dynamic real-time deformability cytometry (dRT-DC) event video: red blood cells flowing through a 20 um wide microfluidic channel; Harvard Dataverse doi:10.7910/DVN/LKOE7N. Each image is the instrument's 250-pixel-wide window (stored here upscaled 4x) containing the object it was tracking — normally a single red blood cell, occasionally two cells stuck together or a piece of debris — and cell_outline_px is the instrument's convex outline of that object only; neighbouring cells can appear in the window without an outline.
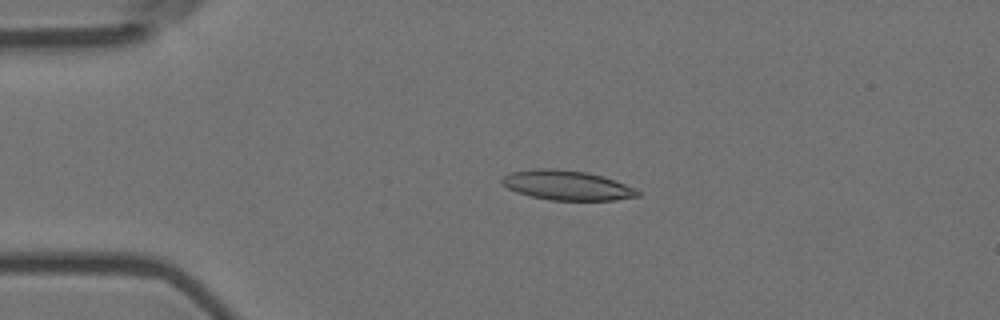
{"species": "Egyptian fruit bat (a non-hibernating species)", "species_latin": "Rousettus aegyptiacus", "temperature_condition": "room temperature", "stored_images_in_passage": 44, "camera_frame_rate_fps": 3000, "um_per_image_px": 0.085, "animal": {"sex": "female"}, "frame": {"image": 1, "passage_image": 2, "time_ms": 0.333, "image_size_px": [1000, 320], "cell_outline_px": [[640, 196], [612, 200], [548, 200], [528, 196], [516, 192], [500, 184], [500, 180], [504, 176], [512, 172], [536, 168], [556, 168], [588, 172], [604, 176], [624, 184], [640, 192]], "centroid_in_image_um": [48.13, 15.74], "position_along_channel_um": 36.9, "area_um2": 23.58}}
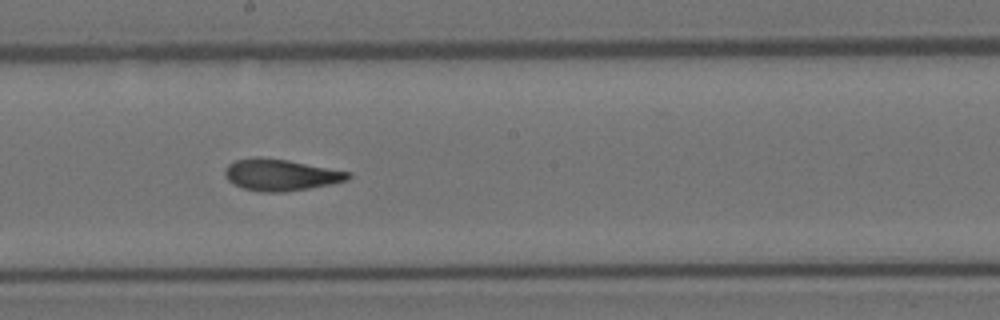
{"frame": {"image": 2, "passage_image": 20, "time_ms": 6.333, "image_size_px": [1000, 320], "cell_outline_px": [[352, 176], [348, 180], [332, 184], [284, 192], [260, 192], [244, 188], [232, 184], [224, 176], [224, 168], [228, 164], [236, 160], [252, 156], [260, 156], [288, 160], [352, 172]], "centroid_in_image_um": [23.84, 14.85], "position_along_channel_um": 224.4, "area_um2": 23.0}}
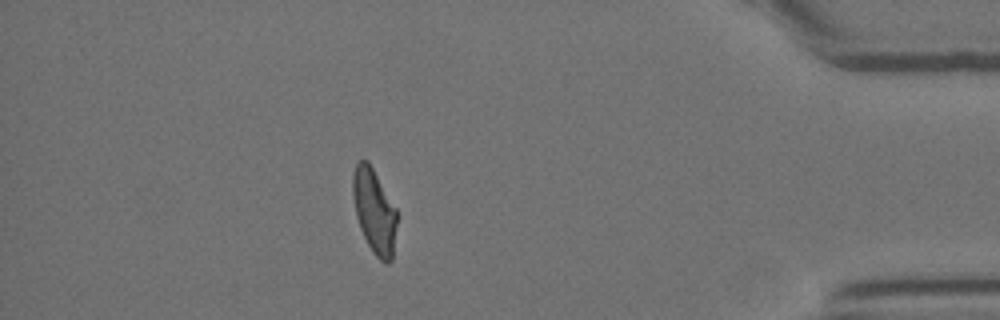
{"frame": {"image": 3, "passage_image": 38, "time_ms": 12.333, "image_size_px": [1000, 320], "cell_outline_px": [[396, 224], [392, 260], [388, 264], [384, 264], [372, 252], [360, 228], [356, 216], [352, 192], [352, 176], [356, 164], [360, 160], [368, 160], [396, 208]], "centroid_in_image_um": [31.8, 17.95], "position_along_channel_um": 403.4, "area_um2": 21.62}, "authors_computed_cell_mechanics": {"area_um2": 22.6287, "velocity_mm_per_s": 3.7193, "shape_relaxation_time_tau1_ms": null, "shape_relaxation_time_tau2_ms": 2.3018, "deformation_change_tau1": null, "deformation_change_tau2": 0.1001}}